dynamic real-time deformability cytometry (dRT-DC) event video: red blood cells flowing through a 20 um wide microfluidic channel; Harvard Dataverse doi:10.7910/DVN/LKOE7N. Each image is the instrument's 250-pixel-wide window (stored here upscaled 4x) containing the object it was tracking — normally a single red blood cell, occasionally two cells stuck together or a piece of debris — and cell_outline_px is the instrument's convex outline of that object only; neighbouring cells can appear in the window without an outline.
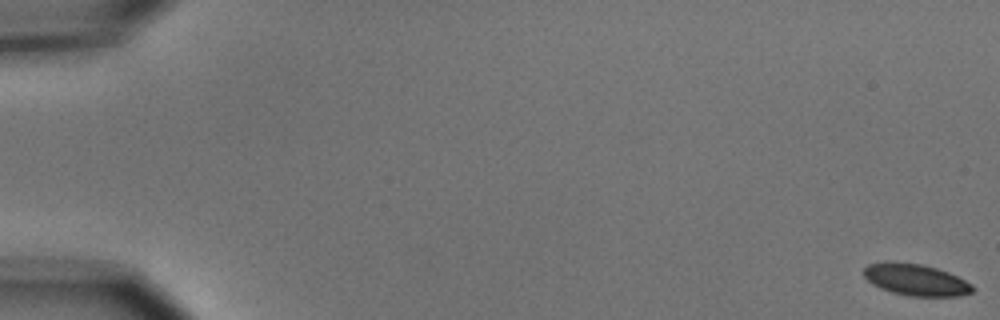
{"species": "common noctule bat (a hibernating species)", "species_latin": "Nyctalus noctula", "temperature_condition": "cold", "stored_images_in_passage": 6, "camera_frame_rate_fps": 3000, "um_per_image_px": 0.085, "animal": {"sex": "male", "body_mass_g": 15.6}, "frame": {"image": 1, "passage_image": 1, "time_ms": 0.0, "image_size_px": [1000, 320], "cell_outline_px": [[976, 288], [972, 292], [960, 296], [908, 296], [892, 292], [880, 288], [872, 284], [864, 276], [864, 268], [868, 264], [888, 260], [892, 260], [920, 264], [936, 268], [948, 272], [972, 284]], "centroid_in_image_um": [77.82, 23.77], "position_along_channel_um": 7.2, "area_um2": 20.23}}
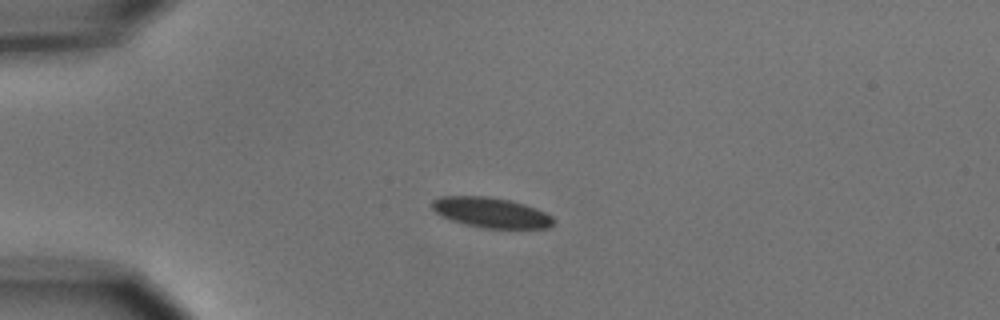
{"frame": {"image": 2, "passage_image": 5, "time_ms": 4.667, "image_size_px": [1000, 320], "cell_outline_px": [[556, 220], [548, 228], [484, 228], [464, 224], [452, 220], [436, 212], [432, 208], [432, 200], [440, 196], [488, 196], [508, 200], [524, 204], [536, 208], [552, 216]], "centroid_in_image_um": [41.75, 18.06], "position_along_channel_um": 43.3, "area_um2": 21.27}}